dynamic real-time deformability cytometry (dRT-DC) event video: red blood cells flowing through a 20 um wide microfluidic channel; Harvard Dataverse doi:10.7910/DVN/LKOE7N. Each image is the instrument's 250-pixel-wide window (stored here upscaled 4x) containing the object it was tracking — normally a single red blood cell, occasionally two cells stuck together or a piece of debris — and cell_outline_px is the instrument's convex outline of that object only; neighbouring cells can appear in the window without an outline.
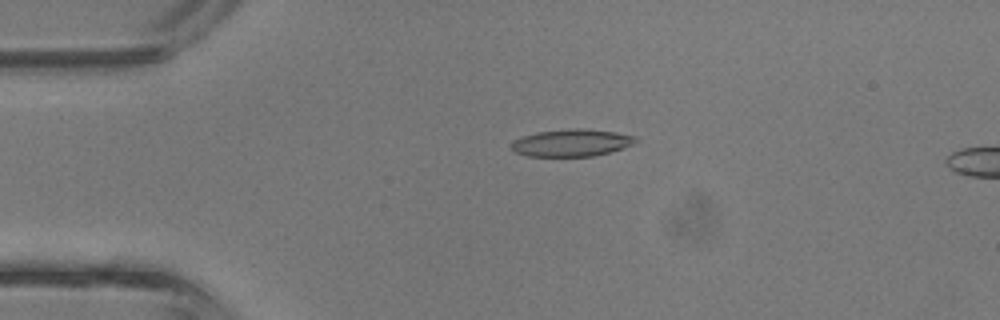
{"species": "common noctule bat (a hibernating species)", "species_latin": "Nyctalus noctula", "temperature_condition": "room temperature", "stored_images_in_passage": 10, "camera_frame_rate_fps": 3000, "um_per_image_px": 0.085, "animal": {"sex": "male", "body_mass_g": 13.3}, "frame": {"image": 1, "passage_image": 7, "time_ms": 2.0, "image_size_px": [1000, 320], "cell_outline_px": [[636, 140], [632, 144], [624, 148], [592, 156], [528, 156], [516, 152], [512, 148], [512, 140], [536, 132], [576, 128], [580, 128], [616, 132], [636, 136]], "centroid_in_image_um": [48.58, 12.13], "position_along_channel_um": 36.4, "area_um2": 19.48}}